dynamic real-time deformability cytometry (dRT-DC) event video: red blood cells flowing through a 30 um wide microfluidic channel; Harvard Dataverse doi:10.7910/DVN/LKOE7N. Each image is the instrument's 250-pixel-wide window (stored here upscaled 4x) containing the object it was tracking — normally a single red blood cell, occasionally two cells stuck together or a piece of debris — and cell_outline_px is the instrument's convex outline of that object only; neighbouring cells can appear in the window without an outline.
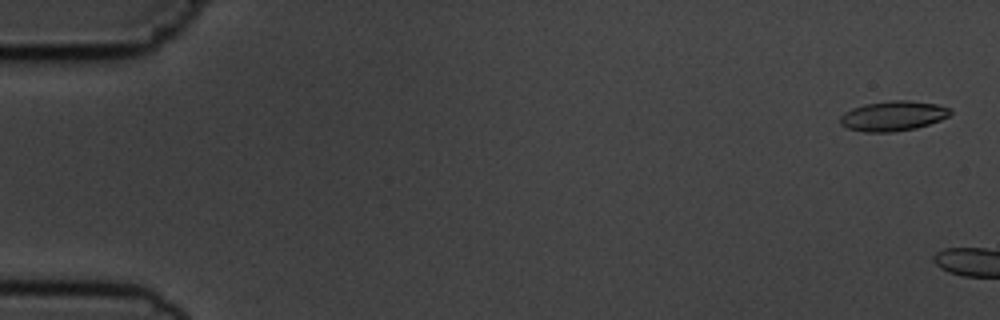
{"species": "common noctule bat (a hibernating species)", "species_latin": "Nyctalus noctula", "temperature_condition": "cold", "stored_images_in_passage": 2, "camera_frame_rate_fps": 3000, "um_per_image_px": 0.085, "animal": {"sex": "male", "body_mass_g": 19.5, "forearm_length_mm": 54.6}, "frame": {"image": 1, "passage_image": 1, "time_ms": 0.0, "image_size_px": [1000, 320], "cell_outline_px": [[952, 112], [948, 116], [940, 120], [916, 128], [892, 132], [864, 132], [848, 128], [840, 124], [840, 116], [844, 112], [852, 108], [864, 104], [892, 100], [908, 100], [936, 104], [948, 108]], "centroid_in_image_um": [75.88, 9.85], "position_along_channel_um": 9.1, "area_um2": 19.13}}